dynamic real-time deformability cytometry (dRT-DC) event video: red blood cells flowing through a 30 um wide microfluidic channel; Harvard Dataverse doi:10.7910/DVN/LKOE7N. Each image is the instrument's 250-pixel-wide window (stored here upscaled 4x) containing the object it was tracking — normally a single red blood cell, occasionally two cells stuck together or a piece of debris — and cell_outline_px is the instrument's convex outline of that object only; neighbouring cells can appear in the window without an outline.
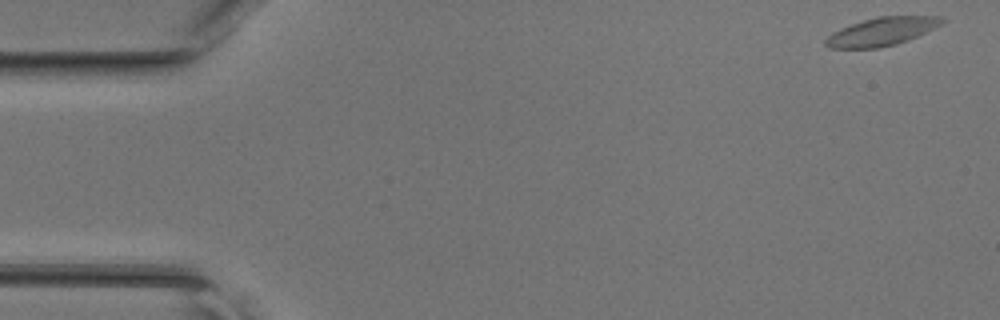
{"species": "common noctule bat (a hibernating species)", "species_latin": "Nyctalus noctula", "temperature_condition": "room temperature", "stored_images_in_passage": 46, "camera_frame_rate_fps": 3000, "um_per_image_px": 0.085, "animal": {"sex": "female", "body_mass_g": 17.0, "forearm_length_mm": 48.0}, "frame": {"image": 1, "passage_image": 1, "time_ms": 0.0, "image_size_px": [1000, 320], "cell_outline_px": [[944, 24], [908, 40], [896, 44], [876, 48], [828, 48], [824, 44], [824, 40], [832, 32], [840, 28], [864, 20], [880, 16], [940, 16], [944, 20]], "centroid_in_image_um": [74.94, 2.68], "position_along_channel_um": 10.1, "area_um2": 19.07}}
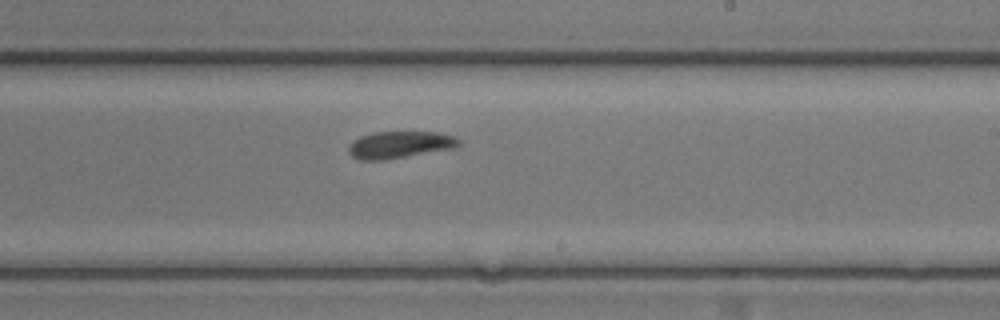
{"frame": {"image": 2, "passage_image": 27, "time_ms": 8.667, "image_size_px": [1000, 320], "cell_outline_px": [[460, 144], [456, 148], [384, 160], [360, 160], [352, 156], [348, 152], [348, 148], [360, 136], [372, 132], [440, 132], [456, 136], [460, 140]], "centroid_in_image_um": [34.03, 12.3], "position_along_channel_um": 255.0, "area_um2": 17.4}}
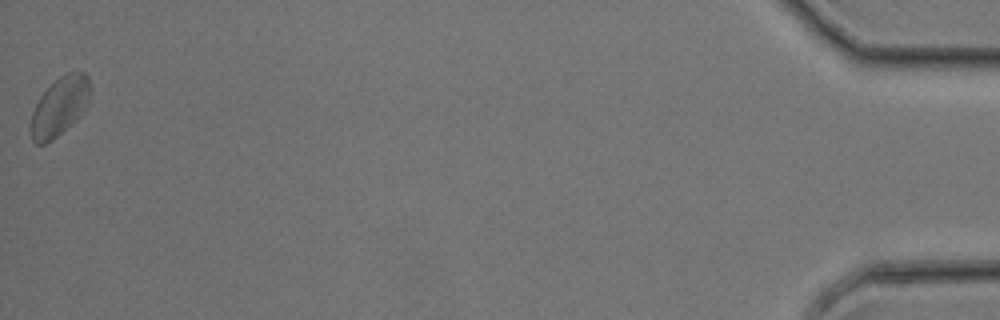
{"frame": {"image": 3, "passage_image": 46, "time_ms": 15.0, "image_size_px": [1000, 320], "cell_outline_px": [[92, 88], [88, 100], [84, 108], [76, 120], [52, 140], [44, 144], [36, 144], [32, 140], [28, 128], [32, 112], [40, 96], [60, 76], [68, 72], [84, 72], [88, 76]], "centroid_in_image_um": [5.05, 9.06], "position_along_channel_um": 430.2, "area_um2": 20.35}}